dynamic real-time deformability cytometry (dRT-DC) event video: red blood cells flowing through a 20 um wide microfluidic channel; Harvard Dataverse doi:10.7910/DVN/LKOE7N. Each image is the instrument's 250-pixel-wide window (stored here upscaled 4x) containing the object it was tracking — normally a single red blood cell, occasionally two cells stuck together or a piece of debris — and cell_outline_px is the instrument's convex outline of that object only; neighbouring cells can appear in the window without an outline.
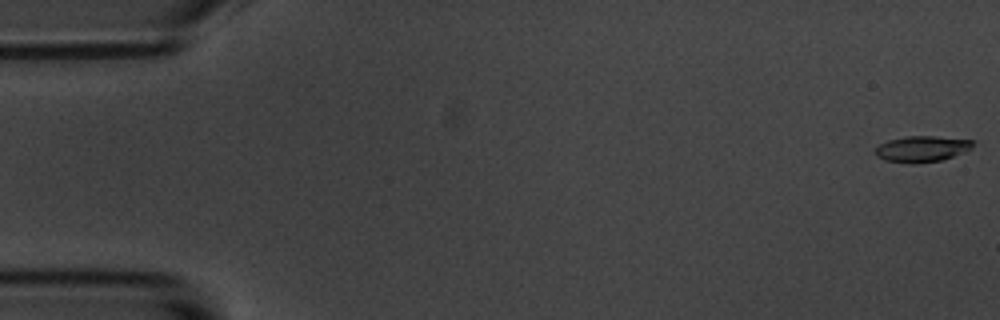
{"species": "common noctule bat (a hibernating species)", "species_latin": "Nyctalus noctula", "temperature_condition": "room temperature", "stored_images_in_passage": 6, "camera_frame_rate_fps": 3000, "um_per_image_px": 0.085, "animal": {"sex": "male", "body_mass_g": 20.1, "forearm_length_mm": 53.5}, "frame": {"image": 1, "passage_image": 1, "time_ms": 0.0, "image_size_px": [1000, 320], "cell_outline_px": [[976, 140], [972, 148], [952, 156], [940, 160], [916, 164], [908, 164], [884, 160], [876, 156], [876, 148], [880, 144], [888, 140], [908, 136], [936, 136]], "centroid_in_image_um": [78.36, 12.65], "position_along_channel_um": 6.6, "area_um2": 14.85}}
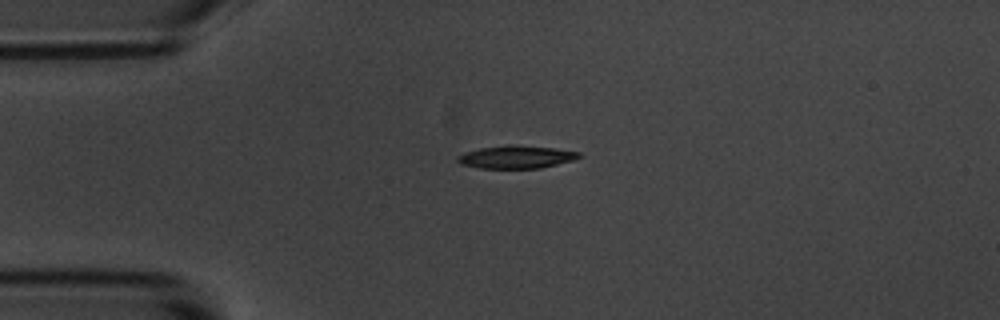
{"frame": {"image": 2, "passage_image": 5, "time_ms": 4.333, "image_size_px": [1000, 320], "cell_outline_px": [[580, 156], [572, 160], [540, 168], [480, 168], [460, 164], [456, 160], [456, 156], [464, 152], [480, 148], [556, 148], [580, 152]], "centroid_in_image_um": [43.83, 13.4], "position_along_channel_um": 41.2, "area_um2": 15.03}}